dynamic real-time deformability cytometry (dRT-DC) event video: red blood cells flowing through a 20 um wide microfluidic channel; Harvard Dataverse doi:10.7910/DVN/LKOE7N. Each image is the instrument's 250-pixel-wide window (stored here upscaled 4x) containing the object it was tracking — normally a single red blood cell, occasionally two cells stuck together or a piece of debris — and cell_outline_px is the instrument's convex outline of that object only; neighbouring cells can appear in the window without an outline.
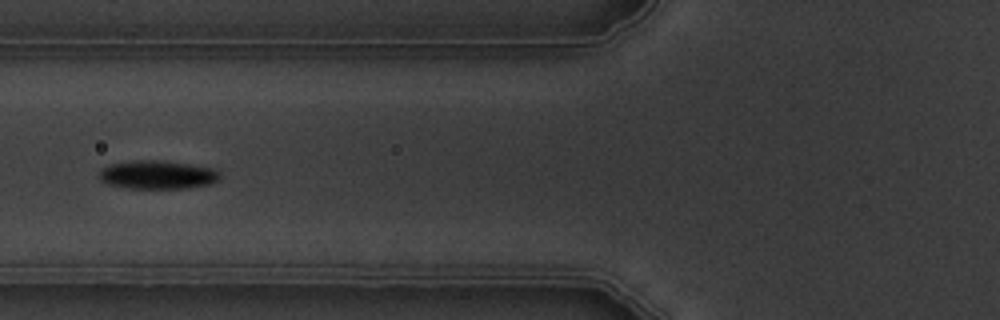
{"species": "common noctule bat (a hibernating species)", "species_latin": "Nyctalus noctula", "temperature_condition": "warm", "stored_images_in_passage": 9, "camera_frame_rate_fps": 3000, "um_per_image_px": 0.085, "animal": {"sex": "male", "body_mass_g": 19.5, "forearm_length_mm": 54.6}, "frame": {"image": 1, "passage_image": 6, "time_ms": 7.0, "image_size_px": [1000, 320], "cell_outline_px": [[220, 180], [208, 184], [188, 188], [132, 188], [108, 184], [100, 180], [100, 172], [108, 164], [136, 160], [156, 160], [188, 164], [212, 168], [220, 172]], "centroid_in_image_um": [13.4, 14.85], "position_along_channel_um": 112.4, "area_um2": 19.83}}
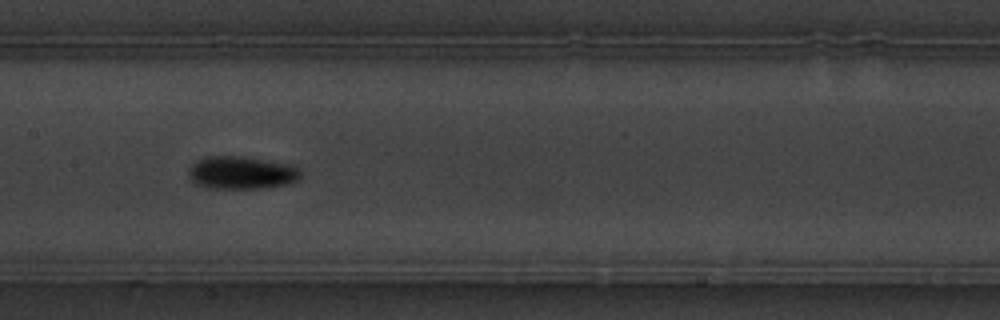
{"frame": {"image": 2, "passage_image": 8, "time_ms": 9.0, "image_size_px": [1000, 320], "cell_outline_px": [[304, 172], [300, 180], [292, 184], [272, 188], [208, 188], [196, 184], [188, 176], [188, 168], [196, 160], [208, 156], [240, 156], [292, 164], [300, 168]], "centroid_in_image_um": [20.61, 14.69], "position_along_channel_um": 186.8, "area_um2": 22.08}}